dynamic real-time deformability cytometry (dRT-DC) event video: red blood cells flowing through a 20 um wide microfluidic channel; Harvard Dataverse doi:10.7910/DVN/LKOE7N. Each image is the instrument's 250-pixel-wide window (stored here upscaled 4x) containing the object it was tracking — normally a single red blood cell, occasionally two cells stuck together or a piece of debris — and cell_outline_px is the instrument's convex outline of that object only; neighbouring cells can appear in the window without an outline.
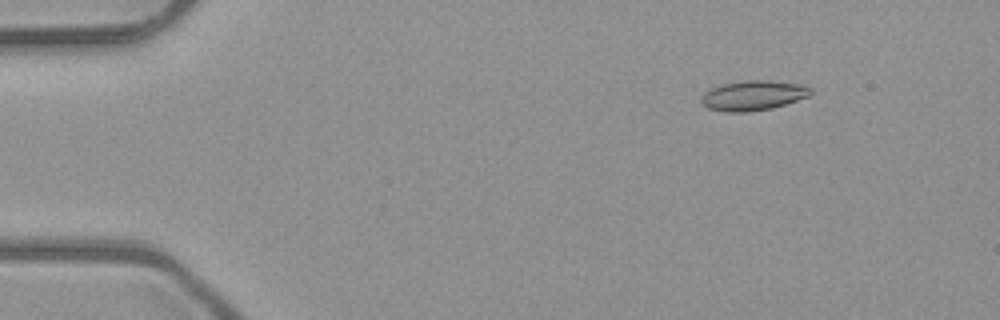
{"species": "common noctule bat (a hibernating species)", "species_latin": "Nyctalus noctula", "temperature_condition": "room temperature", "stored_images_in_passage": 46, "camera_frame_rate_fps": 3000, "um_per_image_px": 0.085, "animal": {"sex": "male", "body_mass_g": 23.1, "forearm_length_mm": 52.7}, "frame": {"image": 1, "passage_image": 1, "time_ms": 0.0, "image_size_px": [1000, 320], "cell_outline_px": [[812, 92], [808, 96], [772, 108], [744, 112], [728, 112], [708, 108], [700, 100], [704, 92], [712, 88], [724, 84], [748, 80], [768, 80], [800, 84], [812, 88]], "centroid_in_image_um": [64.02, 8.11], "position_along_channel_um": 21.0, "area_um2": 18.73}}
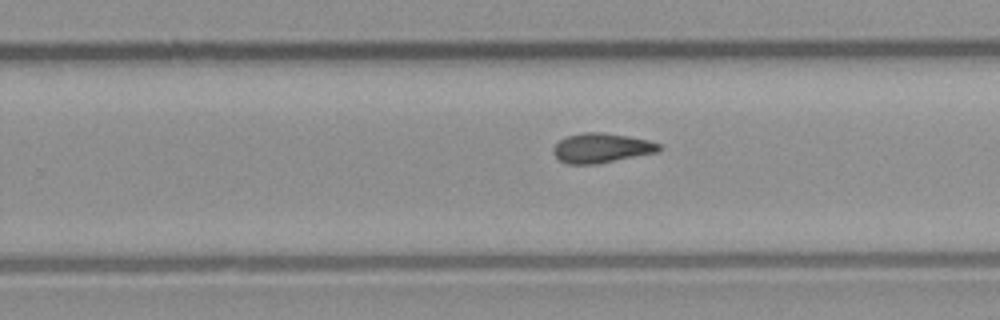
{"frame": {"image": 2, "passage_image": 27, "time_ms": 8.667, "image_size_px": [1000, 320], "cell_outline_px": [[664, 148], [660, 152], [596, 164], [568, 164], [560, 160], [552, 152], [552, 148], [560, 140], [568, 136], [584, 132], [600, 132], [628, 136], [648, 140], [660, 144]], "centroid_in_image_um": [51.17, 12.58], "position_along_channel_um": 278.6, "area_um2": 18.32}}
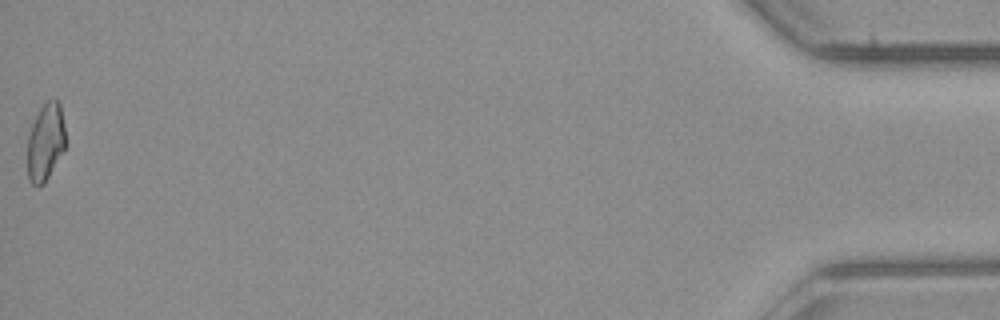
{"frame": {"image": 3, "passage_image": 46, "time_ms": 15.0, "image_size_px": [1000, 320], "cell_outline_px": [[64, 148], [44, 184], [32, 184], [28, 180], [28, 136], [32, 124], [40, 108], [48, 100], [56, 100], [60, 104], [64, 124]], "centroid_in_image_um": [3.85, 12.06], "position_along_channel_um": 431.3, "area_um2": 16.7}, "authors_computed_cell_mechanics": {"area_um2": 17.918, "velocity_mm_per_s": 4.0328, "shape_relaxation_time_tau1_ms": null, "shape_relaxation_time_tau2_ms": 3.9768, "deformation_change_tau1": null, "deformation_change_tau2": 0.1174}}